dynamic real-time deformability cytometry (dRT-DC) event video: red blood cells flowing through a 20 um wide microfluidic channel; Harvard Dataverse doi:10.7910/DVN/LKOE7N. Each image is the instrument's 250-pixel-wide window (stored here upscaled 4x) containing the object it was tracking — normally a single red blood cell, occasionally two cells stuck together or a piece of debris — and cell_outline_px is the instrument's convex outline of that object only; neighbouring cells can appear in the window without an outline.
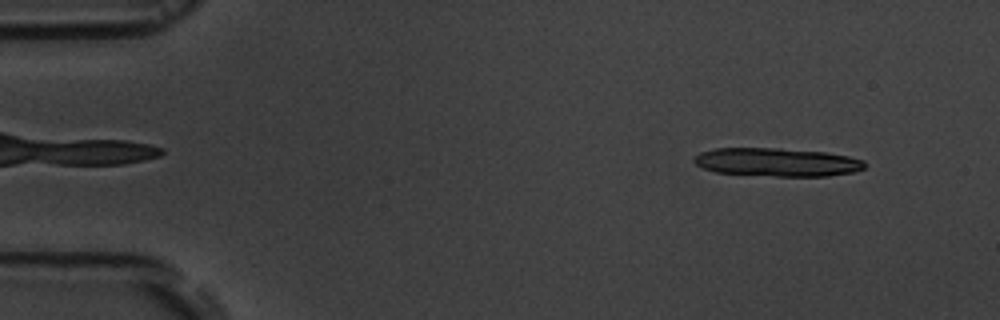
{"species": "common noctule bat (a hibernating species)", "species_latin": "Nyctalus noctula", "temperature_condition": "room temperature", "stored_images_in_passage": 4, "camera_frame_rate_fps": 3000, "um_per_image_px": 0.085, "animal": {"sex": "male", "body_mass_g": 19.5, "forearm_length_mm": 54.6}, "frame": {"image": 1, "passage_image": 1, "time_ms": 0.0, "image_size_px": [1000, 320], "cell_outline_px": [[868, 164], [864, 168], [852, 172], [828, 176], [776, 176], [716, 172], [704, 168], [696, 164], [692, 160], [700, 152], [716, 148], [780, 148], [824, 152], [848, 156], [864, 160]], "centroid_in_image_um": [66.07, 13.78], "position_along_channel_um": 18.9, "area_um2": 28.15}}